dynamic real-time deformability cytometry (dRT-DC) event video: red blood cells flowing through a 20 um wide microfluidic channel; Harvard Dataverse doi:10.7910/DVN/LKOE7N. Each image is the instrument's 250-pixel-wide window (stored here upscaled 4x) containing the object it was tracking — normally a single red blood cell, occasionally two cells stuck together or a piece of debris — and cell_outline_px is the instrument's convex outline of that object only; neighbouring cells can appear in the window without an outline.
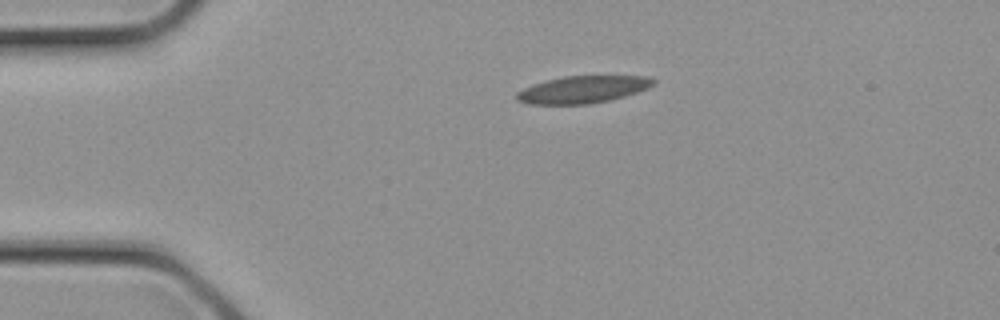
{"species": "common noctule bat (a hibernating species)", "species_latin": "Nyctalus noctula", "temperature_condition": "cold", "stored_images_in_passage": 7, "camera_frame_rate_fps": 3000, "um_per_image_px": 0.085, "animal": {"sex": "female", "body_mass_g": 21.9}, "frame": {"image": 1, "passage_image": 1, "time_ms": 0.0, "image_size_px": [1000, 320], "cell_outline_px": [[656, 84], [648, 88], [624, 96], [608, 100], [588, 104], [528, 104], [516, 100], [516, 92], [524, 88], [548, 80], [564, 76], [648, 76], [656, 80]], "centroid_in_image_um": [49.55, 7.61], "position_along_channel_um": 35.4, "area_um2": 21.5}}
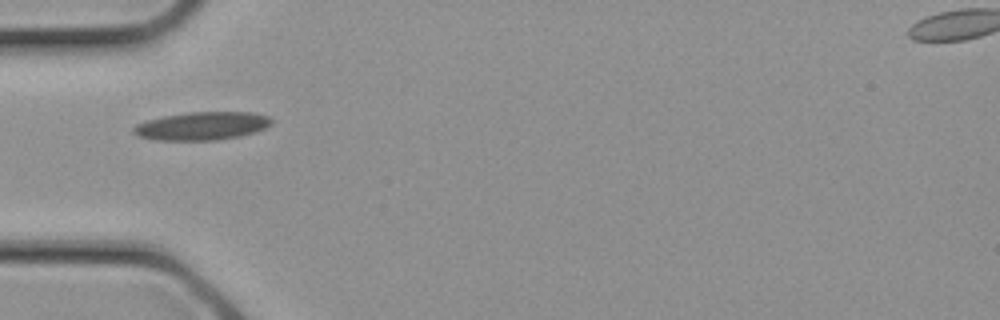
{"frame": {"image": 2, "passage_image": 4, "time_ms": 1.0, "image_size_px": [1000, 320], "cell_outline_px": [[272, 124], [264, 128], [240, 136], [216, 140], [156, 140], [136, 136], [132, 132], [132, 128], [136, 124], [148, 120], [164, 116], [188, 112], [252, 112], [268, 116], [272, 120]], "centroid_in_image_um": [17.13, 10.7], "position_along_channel_um": 67.9, "area_um2": 22.6}}
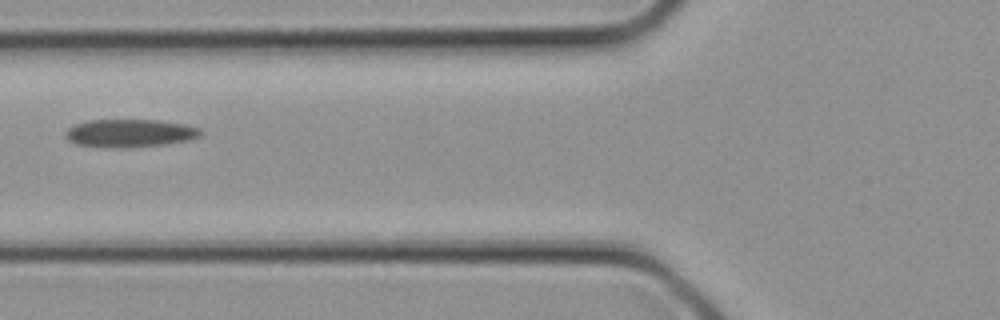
{"frame": {"image": 3, "passage_image": 6, "time_ms": 1.667, "image_size_px": [1000, 320], "cell_outline_px": [[200, 136], [188, 140], [168, 144], [124, 148], [108, 148], [76, 144], [68, 140], [64, 136], [64, 132], [68, 128], [76, 124], [88, 120], [156, 120], [184, 124], [200, 128]], "centroid_in_image_um": [11.0, 11.33], "position_along_channel_um": 114.8, "area_um2": 22.14}}